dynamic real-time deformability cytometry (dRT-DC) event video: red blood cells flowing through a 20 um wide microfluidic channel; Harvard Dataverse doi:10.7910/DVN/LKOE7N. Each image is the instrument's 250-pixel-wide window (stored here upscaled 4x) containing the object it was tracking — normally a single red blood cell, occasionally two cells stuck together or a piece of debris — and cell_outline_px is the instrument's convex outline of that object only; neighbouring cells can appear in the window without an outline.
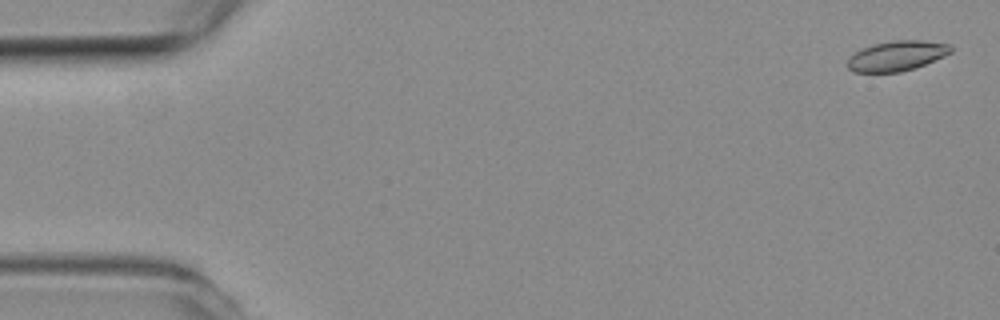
{"species": "common noctule bat (a hibernating species)", "species_latin": "Nyctalus noctula", "temperature_condition": "room temperature", "stored_images_in_passage": 37, "camera_frame_rate_fps": 3000, "um_per_image_px": 0.085, "animal": {"sex": "female", "body_mass_g": 19.3, "forearm_length_mm": 54.1}, "frame": {"image": 1, "passage_image": 2, "time_ms": 0.333, "image_size_px": [1000, 320], "cell_outline_px": [[952, 52], [944, 56], [924, 64], [900, 72], [852, 72], [848, 68], [848, 56], [872, 44], [896, 40], [920, 40], [948, 44], [952, 48]], "centroid_in_image_um": [76.2, 4.75], "position_along_channel_um": 8.8, "area_um2": 17.86}}
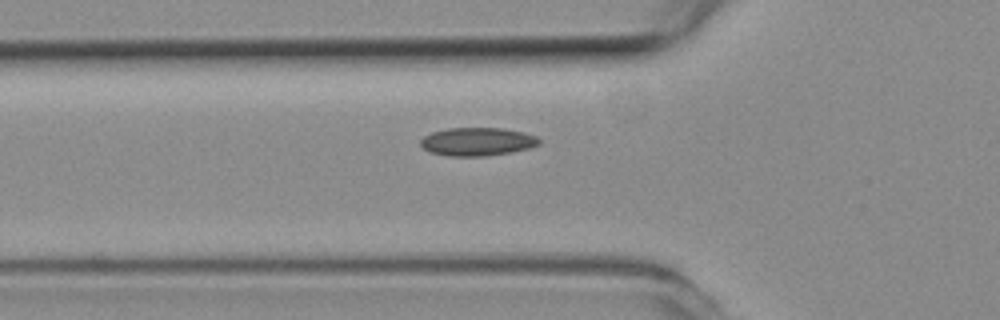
{"frame": {"image": 2, "passage_image": 19, "time_ms": 6.0, "image_size_px": [1000, 320], "cell_outline_px": [[540, 144], [532, 148], [512, 152], [484, 156], [448, 156], [428, 152], [420, 144], [420, 140], [424, 136], [432, 132], [448, 128], [504, 128], [524, 132], [536, 136], [540, 140]], "centroid_in_image_um": [40.59, 12.04], "position_along_channel_um": 85.2, "area_um2": 19.71}}
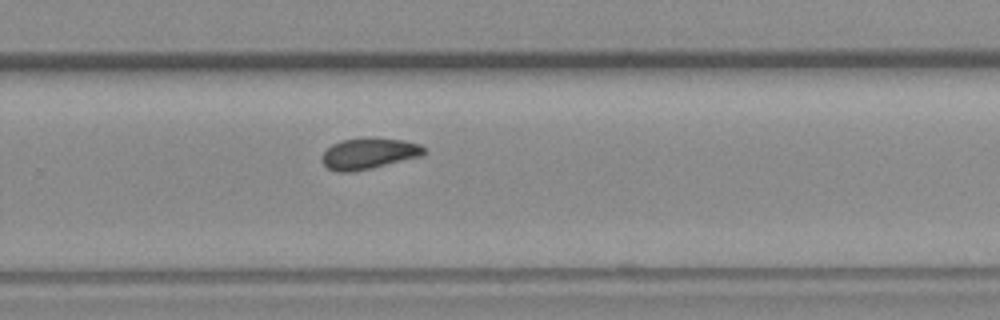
{"frame": {"image": 3, "passage_image": 36, "time_ms": 11.667, "image_size_px": [1000, 320], "cell_outline_px": [[424, 152], [420, 156], [372, 168], [352, 172], [336, 172], [328, 168], [324, 164], [320, 156], [332, 144], [340, 140], [368, 136], [372, 136], [404, 140], [420, 144], [424, 148]], "centroid_in_image_um": [31.31, 13.02], "position_along_channel_um": 298.5, "area_um2": 18.73}}